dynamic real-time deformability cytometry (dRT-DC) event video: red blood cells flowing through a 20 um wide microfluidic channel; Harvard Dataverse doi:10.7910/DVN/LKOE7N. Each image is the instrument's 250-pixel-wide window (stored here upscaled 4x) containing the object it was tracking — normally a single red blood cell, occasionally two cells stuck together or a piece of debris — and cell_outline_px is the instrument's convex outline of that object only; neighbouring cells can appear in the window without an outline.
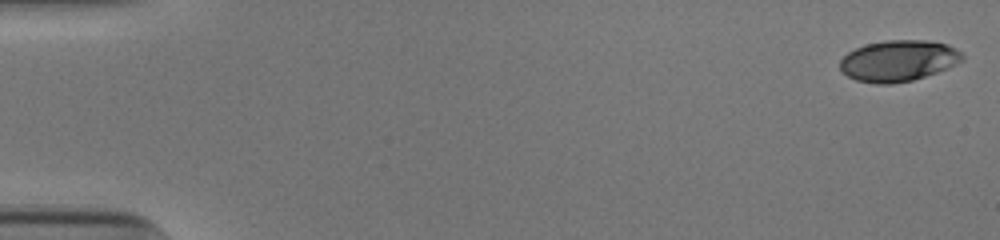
{"species": "human", "species_latin": "Homo sapiens", "temperature_condition": "cold", "stored_images_in_passage": 53, "camera_frame_rate_fps": 3000, "um_per_image_px": 0.085, "donor": {"sex": "male"}, "frame": {"image": 1, "passage_image": 1, "time_ms": 0.0, "image_size_px": [1000, 240], "cell_outline_px": [[964, 60], [948, 68], [912, 80], [892, 84], [876, 84], [856, 80], [848, 76], [840, 68], [840, 60], [848, 52], [864, 44], [884, 40], [928, 40], [948, 44], [956, 48], [964, 56]], "centroid_in_image_um": [76.37, 5.15], "position_along_channel_um": 8.6, "area_um2": 29.42}}
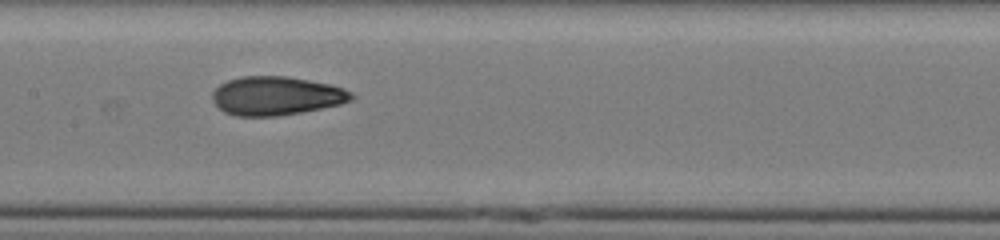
{"frame": {"image": 2, "passage_image": 27, "time_ms": 8.667, "image_size_px": [1000, 240], "cell_outline_px": [[356, 96], [352, 100], [340, 104], [300, 112], [276, 116], [236, 116], [224, 112], [212, 100], [212, 92], [220, 84], [228, 80], [244, 76], [288, 76], [328, 84], [344, 88], [352, 92]], "centroid_in_image_um": [23.48, 8.14], "position_along_channel_um": 183.9, "area_um2": 31.27}}
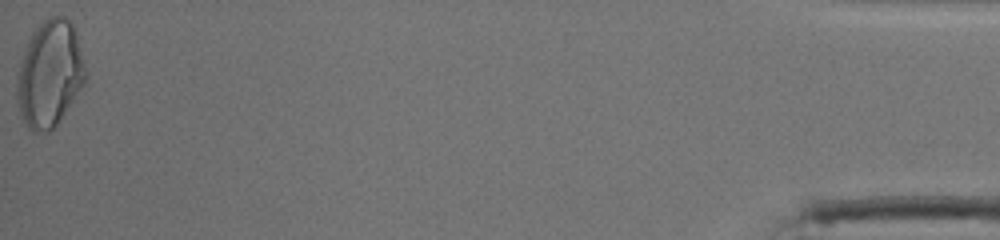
{"frame": {"image": 3, "passage_image": 53, "time_ms": 17.333, "image_size_px": [1000, 240], "cell_outline_px": [[84, 84], [56, 124], [48, 132], [32, 132], [28, 128], [20, 112], [16, 100], [16, 76], [20, 60], [28, 40], [32, 32], [48, 16], [64, 16], [72, 24], [76, 36], [84, 68]], "centroid_in_image_um": [4.16, 6.28], "position_along_channel_um": 431.0, "area_um2": 41.91}, "authors_computed_cell_mechanics": {"area_um2": 31.0386, "velocity_mm_per_s": 3.9169, "shape_relaxation_time_tau1_ms": null, "shape_relaxation_time_tau2_ms": 1.3397, "deformation_change_tau1": null, "deformation_change_tau2": 0.0742}}